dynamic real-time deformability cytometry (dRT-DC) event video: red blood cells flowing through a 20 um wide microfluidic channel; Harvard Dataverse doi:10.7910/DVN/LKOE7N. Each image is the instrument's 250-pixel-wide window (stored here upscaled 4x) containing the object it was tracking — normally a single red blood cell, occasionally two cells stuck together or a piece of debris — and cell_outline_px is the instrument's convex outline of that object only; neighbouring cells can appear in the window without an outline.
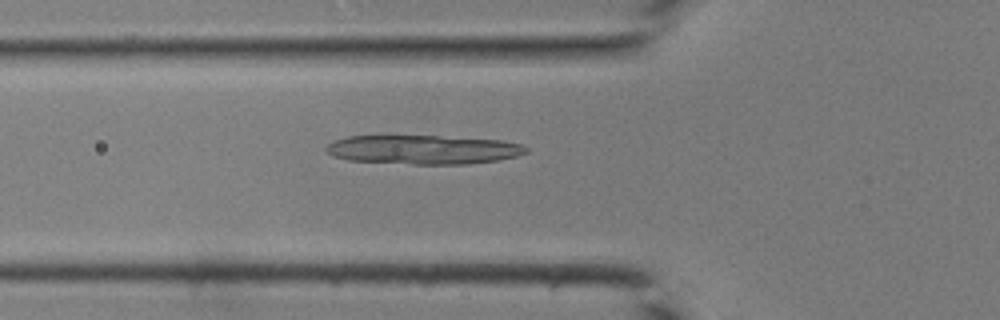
{"species": "common noctule bat (a hibernating species)", "species_latin": "Nyctalus noctula", "temperature_condition": "room temperature", "stored_images_in_passage": 35, "camera_frame_rate_fps": 3000, "um_per_image_px": 0.085, "animal": {"sex": "male", "body_mass_g": 19.0, "forearm_length_mm": 50.8}, "frame": {"image": 1, "passage_image": 8, "time_ms": 2.333, "image_size_px": [1000, 320], "cell_outline_px": [[528, 152], [516, 156], [500, 160], [468, 164], [412, 164], [348, 160], [332, 156], [324, 152], [324, 148], [332, 140], [348, 136], [436, 136], [500, 140], [524, 144], [528, 148]], "centroid_in_image_um": [35.95, 12.72], "position_along_channel_um": 89.8, "area_um2": 34.1}}
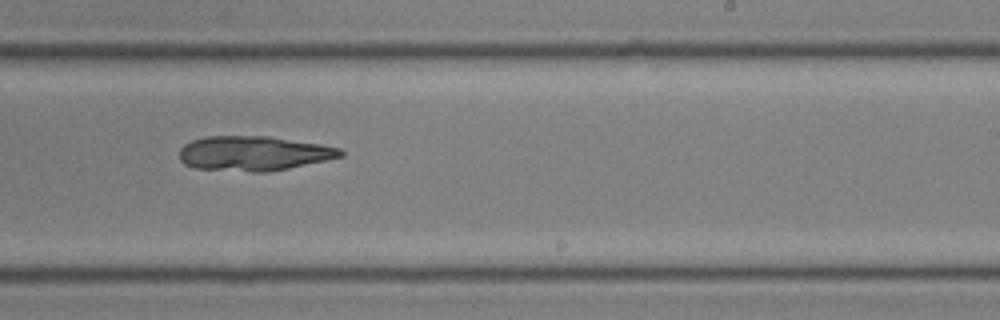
{"frame": {"image": 2, "passage_image": 19, "time_ms": 6.0, "image_size_px": [1000, 320], "cell_outline_px": [[344, 156], [328, 160], [268, 172], [252, 172], [192, 168], [184, 164], [180, 160], [180, 148], [184, 144], [192, 140], [204, 136], [268, 136], [320, 144], [340, 148], [344, 152]], "centroid_in_image_um": [21.54, 13.04], "position_along_channel_um": 267.5, "area_um2": 32.77}}
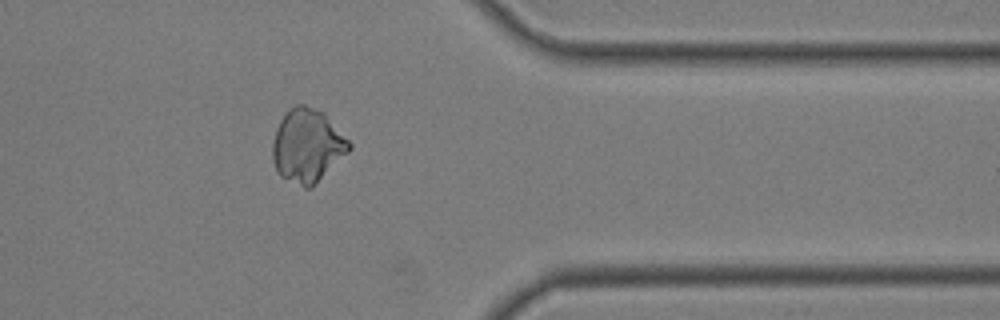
{"frame": {"image": 3, "passage_image": 27, "time_ms": 8.667, "image_size_px": [1000, 320], "cell_outline_px": [[352, 148], [312, 188], [304, 188], [280, 176], [276, 172], [272, 160], [272, 140], [276, 128], [280, 120], [296, 104], [304, 104], [324, 112], [352, 144]], "centroid_in_image_um": [26.11, 12.4], "position_along_channel_um": 385.3, "area_um2": 32.89}}